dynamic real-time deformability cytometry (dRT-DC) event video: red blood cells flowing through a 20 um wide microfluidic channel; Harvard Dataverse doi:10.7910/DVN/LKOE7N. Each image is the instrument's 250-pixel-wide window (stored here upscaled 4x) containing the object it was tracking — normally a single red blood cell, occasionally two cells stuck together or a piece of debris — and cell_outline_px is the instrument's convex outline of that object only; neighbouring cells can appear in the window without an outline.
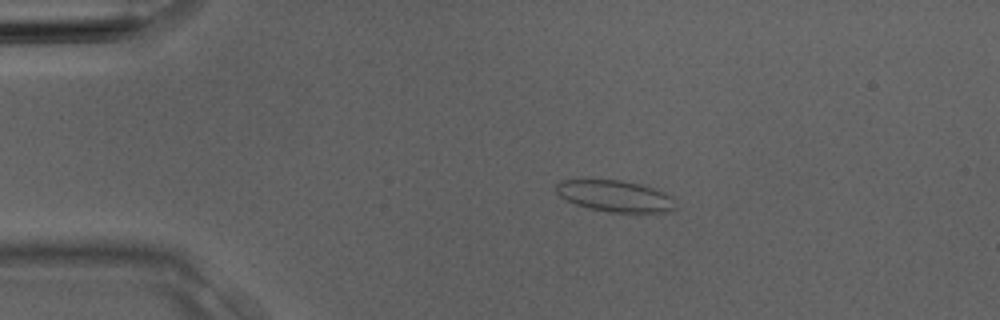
{"species": "Egyptian fruit bat (a non-hibernating species)", "species_latin": "Rousettus aegyptiacus", "temperature_condition": "room temperature", "stored_images_in_passage": 4, "camera_frame_rate_fps": 3000, "um_per_image_px": 0.085, "animal": {"sex": "male"}, "frame": {"image": 1, "passage_image": 3, "time_ms": 0.667, "image_size_px": [1000, 320], "cell_outline_px": [[676, 208], [672, 212], [608, 212], [588, 208], [576, 204], [560, 196], [556, 192], [556, 184], [560, 180], [620, 180], [640, 184], [664, 192], [672, 196]], "centroid_in_image_um": [52.3, 16.67], "position_along_channel_um": 32.7, "area_um2": 21.79}}